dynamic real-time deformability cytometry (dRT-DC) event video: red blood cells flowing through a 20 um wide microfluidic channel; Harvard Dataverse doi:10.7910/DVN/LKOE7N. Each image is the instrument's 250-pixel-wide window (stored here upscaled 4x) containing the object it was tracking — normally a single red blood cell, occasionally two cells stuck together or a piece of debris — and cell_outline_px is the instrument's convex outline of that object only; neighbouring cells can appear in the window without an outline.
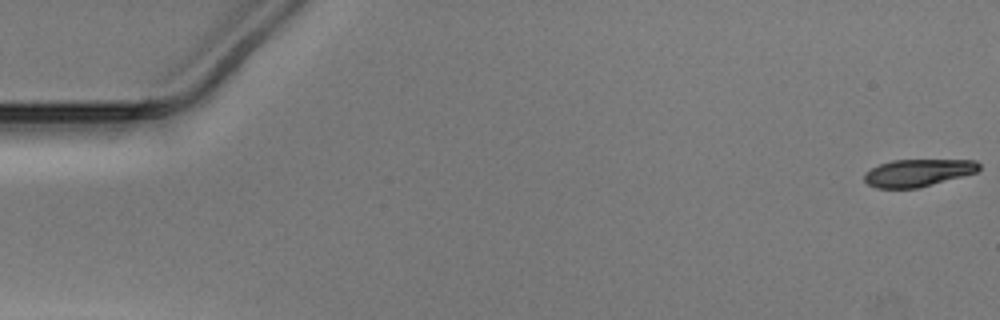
{"species": "Egyptian fruit bat (a non-hibernating species)", "species_latin": "Rousettus aegyptiacus", "temperature_condition": "warm", "stored_images_in_passage": 52, "camera_frame_rate_fps": 3000, "um_per_image_px": 0.085, "animal": {"sex": "male"}, "frame": {"image": 1, "passage_image": 1, "time_ms": 0.0, "image_size_px": [1000, 320], "cell_outline_px": [[980, 168], [976, 172], [916, 188], [876, 188], [868, 184], [864, 180], [864, 176], [872, 168], [880, 164], [892, 160], [976, 160], [980, 164]], "centroid_in_image_um": [78.02, 14.68], "position_along_channel_um": 7.0, "area_um2": 17.92}}
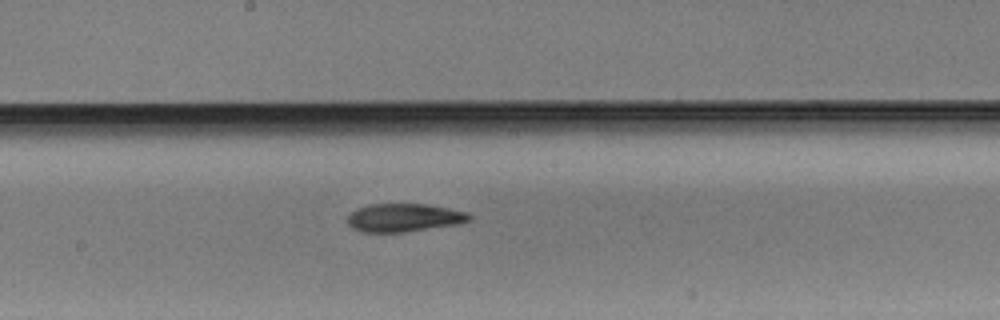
{"frame": {"image": 2, "passage_image": 28, "time_ms": 9.0, "image_size_px": [1000, 320], "cell_outline_px": [[472, 220], [460, 224], [404, 232], [364, 232], [352, 228], [348, 224], [348, 216], [356, 208], [368, 204], [424, 204], [448, 208], [468, 212], [472, 216]], "centroid_in_image_um": [34.37, 18.5], "position_along_channel_um": 213.8, "area_um2": 20.11}}
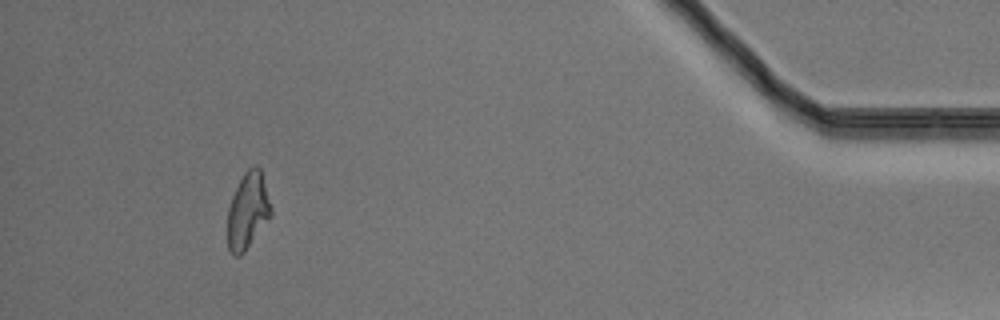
{"frame": {"image": 3, "passage_image": 48, "time_ms": 15.667, "image_size_px": [1000, 320], "cell_outline_px": [[272, 216], [244, 252], [240, 256], [232, 256], [228, 248], [228, 208], [232, 196], [244, 172], [248, 168], [260, 168], [272, 208]], "centroid_in_image_um": [21.06, 17.96], "position_along_channel_um": 414.1, "area_um2": 19.19}}